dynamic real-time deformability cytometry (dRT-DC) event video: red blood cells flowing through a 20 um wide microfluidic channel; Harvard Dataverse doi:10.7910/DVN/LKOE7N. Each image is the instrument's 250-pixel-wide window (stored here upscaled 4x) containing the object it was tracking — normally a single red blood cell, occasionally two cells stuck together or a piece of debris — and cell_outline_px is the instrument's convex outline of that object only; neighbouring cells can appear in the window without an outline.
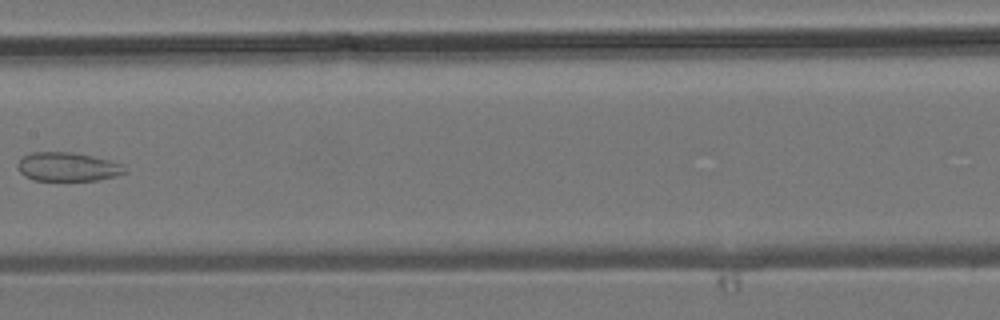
{"species": "common noctule bat (a hibernating species)", "species_latin": "Nyctalus noctula", "temperature_condition": "room temperature", "stored_images_in_passage": 6, "camera_frame_rate_fps": 3000, "um_per_image_px": 0.085, "animal": {"sex": "male", "body_mass_g": 19.2, "forearm_length_mm": 51.8}, "frame": {"image": 1, "passage_image": 6, "time_ms": 6.667, "image_size_px": [1000, 320], "cell_outline_px": [[128, 172], [116, 176], [96, 180], [36, 180], [24, 176], [20, 172], [16, 164], [24, 156], [32, 152], [72, 152], [92, 156], [108, 160], [120, 164]], "centroid_in_image_um": [5.73, 14.18], "position_along_channel_um": 201.7, "area_um2": 17.8}}